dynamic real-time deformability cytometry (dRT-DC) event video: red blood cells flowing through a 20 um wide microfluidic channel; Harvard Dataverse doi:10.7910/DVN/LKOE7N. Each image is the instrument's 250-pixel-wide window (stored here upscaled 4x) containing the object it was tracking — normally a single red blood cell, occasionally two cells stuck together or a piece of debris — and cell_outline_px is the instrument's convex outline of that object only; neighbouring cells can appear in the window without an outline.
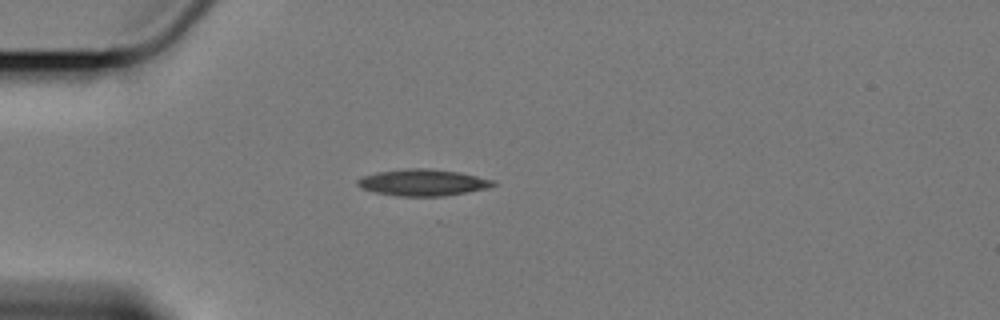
{"species": "Egyptian fruit bat (a non-hibernating species)", "species_latin": "Rousettus aegyptiacus", "temperature_condition": "cold", "stored_images_in_passage": 5, "camera_frame_rate_fps": 3000, "um_per_image_px": 0.085, "animal": {"sex": "female"}, "frame": {"image": 1, "passage_image": 1, "time_ms": 0.0, "image_size_px": [1000, 320], "cell_outline_px": [[496, 184], [488, 188], [444, 196], [396, 196], [376, 192], [360, 188], [356, 184], [356, 180], [364, 176], [376, 172], [408, 168], [428, 168], [456, 172], [476, 176], [492, 180]], "centroid_in_image_um": [35.89, 15.52], "position_along_channel_um": 49.1, "area_um2": 20.81}}